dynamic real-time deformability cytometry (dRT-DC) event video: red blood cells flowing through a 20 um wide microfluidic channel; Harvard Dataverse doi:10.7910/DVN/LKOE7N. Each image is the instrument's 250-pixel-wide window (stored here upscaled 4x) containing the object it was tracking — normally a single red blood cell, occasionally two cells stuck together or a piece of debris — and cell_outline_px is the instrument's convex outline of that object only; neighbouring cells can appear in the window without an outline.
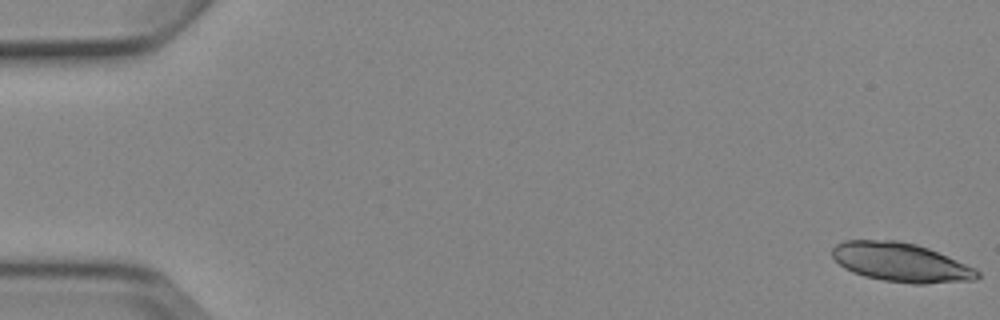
{"species": "Egyptian fruit bat (a non-hibernating species)", "species_latin": "Rousettus aegyptiacus", "temperature_condition": "cold", "stored_images_in_passage": 6, "camera_frame_rate_fps": 3000, "um_per_image_px": 0.085, "animal": {"sex": "female"}, "frame": {"image": 1, "passage_image": 1, "time_ms": 0.0, "image_size_px": [1000, 320], "cell_outline_px": [[980, 276], [976, 280], [924, 284], [912, 284], [884, 280], [864, 276], [852, 272], [844, 268], [832, 256], [832, 248], [836, 244], [844, 240], [896, 240], [916, 244], [928, 248], [976, 268], [980, 272]], "centroid_in_image_um": [76.59, 22.3], "position_along_channel_um": 8.4, "area_um2": 33.06}}